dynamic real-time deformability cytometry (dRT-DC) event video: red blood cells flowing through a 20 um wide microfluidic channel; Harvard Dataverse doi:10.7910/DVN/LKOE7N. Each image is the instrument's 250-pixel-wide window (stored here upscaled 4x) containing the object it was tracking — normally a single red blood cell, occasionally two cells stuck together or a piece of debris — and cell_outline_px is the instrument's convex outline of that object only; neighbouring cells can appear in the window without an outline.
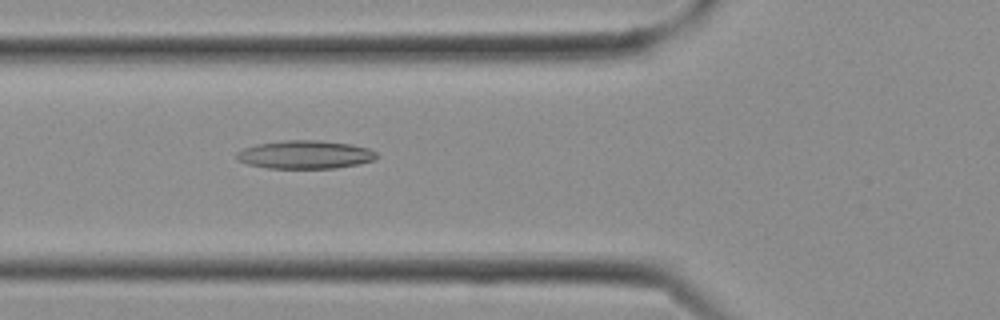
{"species": "Egyptian fruit bat (a non-hibernating species)", "species_latin": "Rousettus aegyptiacus", "temperature_condition": "cold", "stored_images_in_passage": 8, "camera_frame_rate_fps": 3000, "um_per_image_px": 0.085, "frame": {"image": 1, "passage_image": 8, "time_ms": 2.333, "image_size_px": [1000, 320], "cell_outline_px": [[380, 156], [372, 160], [360, 164], [336, 168], [268, 168], [248, 164], [236, 160], [236, 152], [244, 148], [256, 144], [284, 140], [320, 140], [352, 144], [368, 148], [376, 152]], "centroid_in_image_um": [25.94, 13.14], "position_along_channel_um": 99.9, "area_um2": 23.24}}